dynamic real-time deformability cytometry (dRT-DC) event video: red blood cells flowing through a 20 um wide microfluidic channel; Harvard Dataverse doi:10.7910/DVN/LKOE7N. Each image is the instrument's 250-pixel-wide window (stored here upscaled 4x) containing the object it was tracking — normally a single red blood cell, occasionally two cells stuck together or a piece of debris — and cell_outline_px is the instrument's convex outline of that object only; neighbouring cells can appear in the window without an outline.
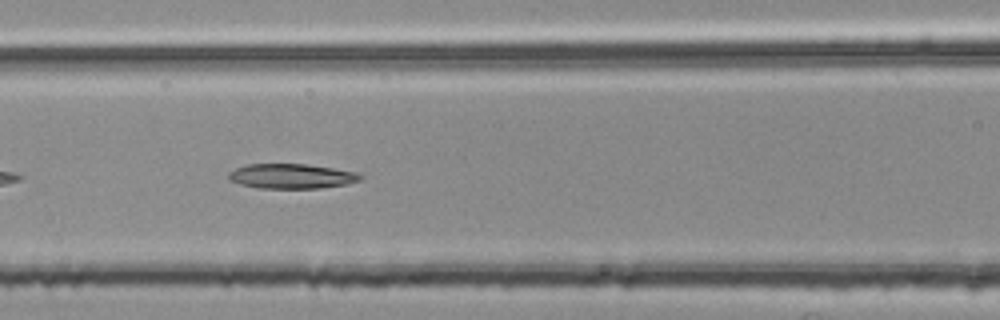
{"species": "common noctule bat (a hibernating species)", "species_latin": "Nyctalus noctula", "temperature_condition": "room temperature", "stored_images_in_passage": 37, "camera_frame_rate_fps": 3000, "um_per_image_px": 0.085, "animal": {"sex": "female", "body_mass_g": 25.1}, "frame": {"image": 1, "passage_image": 8, "time_ms": 2.333, "image_size_px": [1000, 320], "cell_outline_px": [[364, 180], [348, 184], [320, 188], [260, 188], [240, 184], [228, 180], [228, 172], [236, 168], [248, 164], [304, 164], [332, 168], [352, 172], [364, 176]], "centroid_in_image_um": [24.77, 14.98], "position_along_channel_um": 141.8, "area_um2": 19.02}}
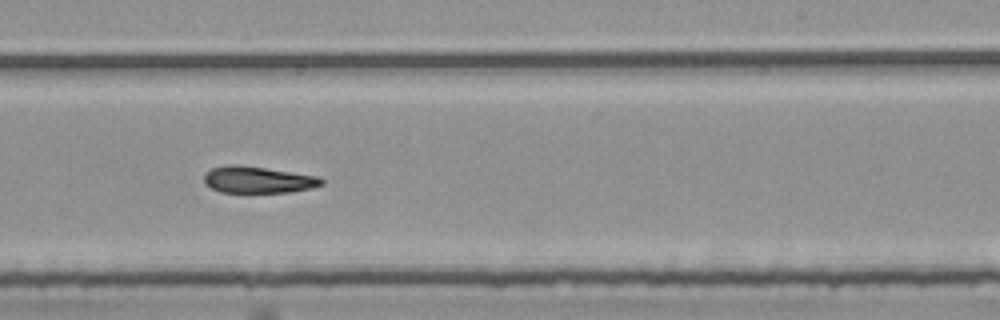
{"frame": {"image": 2, "passage_image": 18, "time_ms": 5.667, "image_size_px": [1000, 320], "cell_outline_px": [[324, 184], [312, 188], [288, 192], [220, 192], [208, 188], [204, 184], [204, 172], [212, 168], [236, 164], [320, 176], [324, 180]], "centroid_in_image_um": [21.91, 15.28], "position_along_channel_um": 267.1, "area_um2": 18.32}}
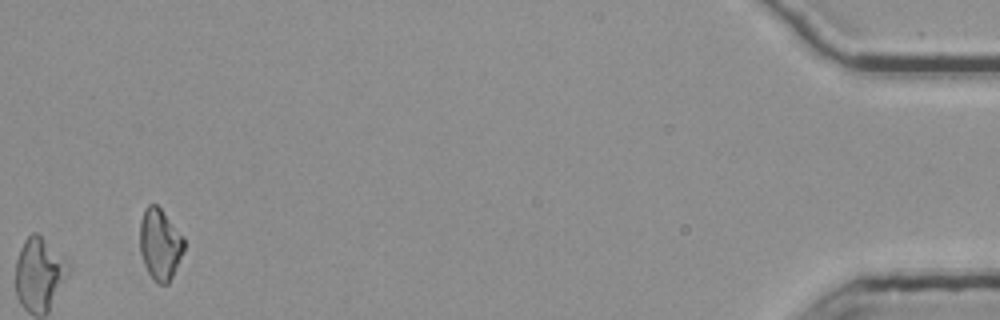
{"frame": {"image": 3, "passage_image": 37, "time_ms": 12.0, "image_size_px": [1000, 320], "cell_outline_px": [[184, 248], [172, 276], [168, 284], [160, 284], [148, 272], [144, 264], [140, 252], [140, 220], [144, 208], [148, 204], [156, 204], [160, 208], [184, 236]], "centroid_in_image_um": [13.58, 20.72], "position_along_channel_um": 421.6, "area_um2": 18.15}, "authors_computed_cell_mechanics": {"area_um2": 18.8428, "velocity_mm_per_s": 3.7719, "shape_relaxation_time_tau1_ms": null, "shape_relaxation_time_tau2_ms": 4.586, "deformation_change_tau1": null, "deformation_change_tau2": 0.1302}}